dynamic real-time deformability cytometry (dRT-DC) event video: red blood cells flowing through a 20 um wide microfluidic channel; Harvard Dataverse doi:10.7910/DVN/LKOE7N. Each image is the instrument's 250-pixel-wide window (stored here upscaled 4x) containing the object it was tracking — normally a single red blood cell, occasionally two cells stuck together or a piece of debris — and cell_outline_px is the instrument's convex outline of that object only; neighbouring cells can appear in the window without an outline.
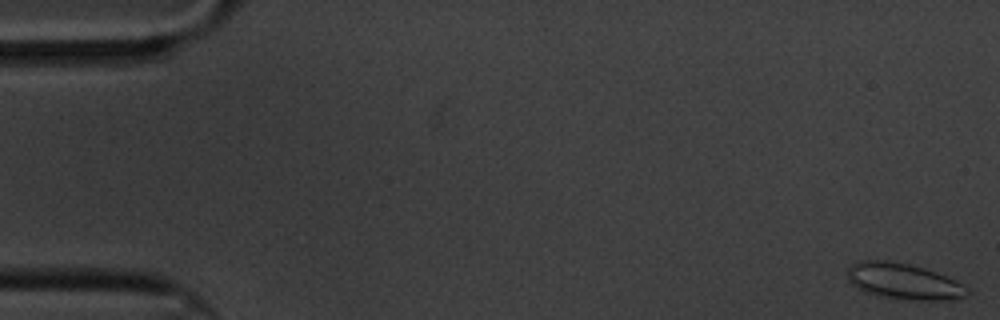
{"species": "common noctule bat (a hibernating species)", "species_latin": "Nyctalus noctula", "temperature_condition": "cold", "stored_images_in_passage": 60, "camera_frame_rate_fps": 3000, "um_per_image_px": 0.085, "animal": {"sex": "male", "body_mass_g": 20.1, "forearm_length_mm": 53.5}, "frame": {"image": 1, "passage_image": 1, "time_ms": 0.0, "image_size_px": [1000, 320], "cell_outline_px": [[968, 292], [964, 296], [952, 300], [908, 300], [884, 296], [864, 292], [856, 288], [848, 280], [848, 268], [852, 264], [860, 260], [888, 260], [908, 264], [924, 268], [936, 272], [968, 288]], "centroid_in_image_um": [76.76, 23.91], "position_along_channel_um": 8.2, "area_um2": 24.85}}
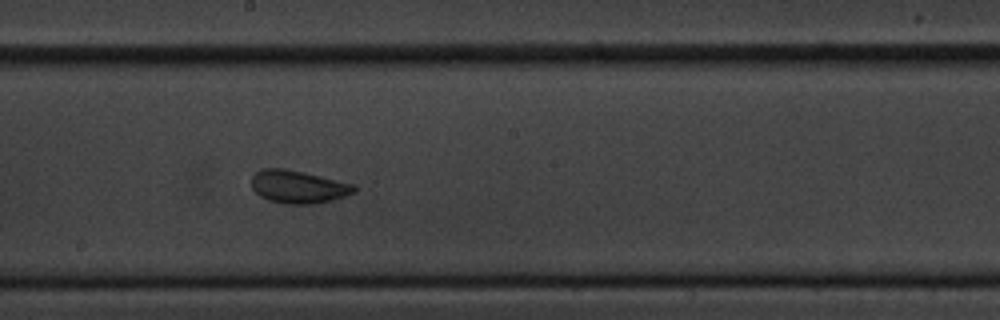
{"frame": {"image": 2, "passage_image": 33, "time_ms": 10.667, "image_size_px": [1000, 320], "cell_outline_px": [[356, 192], [332, 200], [316, 204], [284, 204], [268, 200], [260, 196], [252, 188], [252, 176], [260, 168], [284, 168], [356, 184]], "centroid_in_image_um": [25.35, 15.88], "position_along_channel_um": 222.8, "area_um2": 19.77}}
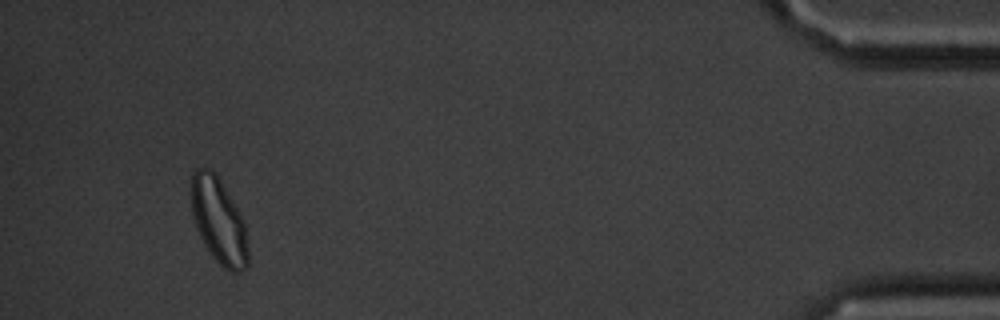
{"frame": {"image": 3, "passage_image": 57, "time_ms": 18.667, "image_size_px": [1000, 320], "cell_outline_px": [[248, 268], [240, 272], [232, 272], [224, 268], [212, 256], [204, 244], [196, 228], [192, 216], [192, 172], [196, 168], [208, 168], [216, 172], [236, 208], [244, 224], [248, 248]], "centroid_in_image_um": [18.58, 18.79], "position_along_channel_um": 416.6, "area_um2": 28.09}, "authors_computed_cell_mechanics": {"area_um2": 20.9236, "velocity_mm_per_s": 3.2905, "shape_relaxation_time_tau1_ms": 2.3454, "shape_relaxation_time_tau2_ms": 0.966, "deformation_change_tau1": 0.0981, "deformation_change_tau2": 0.0686}}